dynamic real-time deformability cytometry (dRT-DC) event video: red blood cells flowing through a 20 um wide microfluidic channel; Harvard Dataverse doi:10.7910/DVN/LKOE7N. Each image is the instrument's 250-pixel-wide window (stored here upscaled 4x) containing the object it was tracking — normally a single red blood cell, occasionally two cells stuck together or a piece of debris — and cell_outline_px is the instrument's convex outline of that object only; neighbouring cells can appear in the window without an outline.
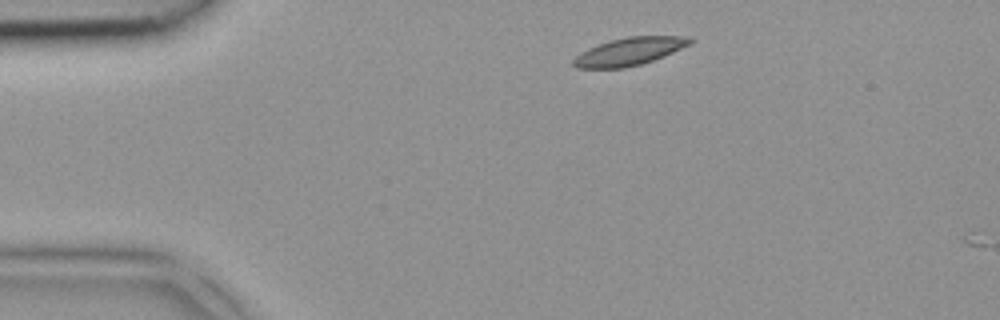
{"species": "common noctule bat (a hibernating species)", "species_latin": "Nyctalus noctula", "temperature_condition": "room temperature", "stored_images_in_passage": 4, "camera_frame_rate_fps": 3000, "um_per_image_px": 0.085, "animal": {"sex": "female", "body_mass_g": 18.4}, "frame": {"image": 1, "passage_image": 4, "time_ms": 1.0, "image_size_px": [1000, 320], "cell_outline_px": [[696, 40], [664, 56], [640, 64], [624, 68], [576, 68], [572, 64], [572, 60], [580, 52], [588, 48], [612, 40], [628, 36], [688, 36]], "centroid_in_image_um": [53.47, 4.37], "position_along_channel_um": 31.5, "area_um2": 18.67}}